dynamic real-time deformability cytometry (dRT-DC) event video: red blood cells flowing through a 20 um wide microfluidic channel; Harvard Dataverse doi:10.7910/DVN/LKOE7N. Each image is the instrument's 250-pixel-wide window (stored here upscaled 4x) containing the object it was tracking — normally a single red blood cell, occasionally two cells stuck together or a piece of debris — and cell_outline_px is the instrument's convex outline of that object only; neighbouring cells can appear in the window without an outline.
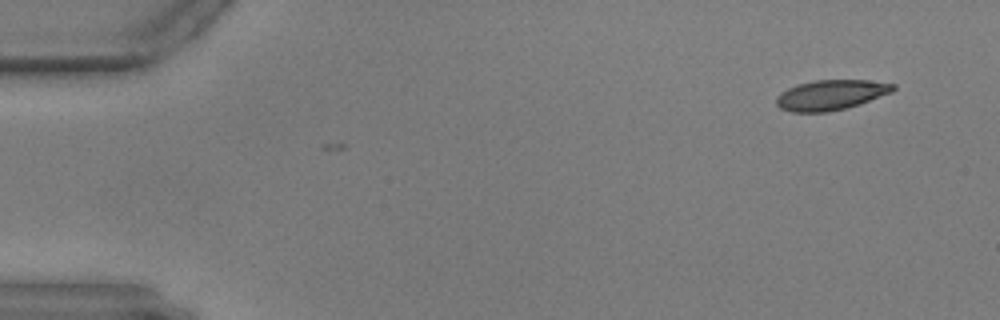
{"species": "common noctule bat (a hibernating species)", "species_latin": "Nyctalus noctula", "temperature_condition": "warm", "stored_images_in_passage": 3, "camera_frame_rate_fps": 3000, "um_per_image_px": 0.085, "animal": {"sex": "male", "body_mass_g": 17.9, "forearm_length_mm": 54.2}, "frame": {"image": 1, "passage_image": 1, "time_ms": 0.0, "image_size_px": [1000, 320], "cell_outline_px": [[896, 88], [892, 92], [860, 104], [828, 112], [792, 112], [780, 108], [776, 104], [776, 96], [780, 92], [796, 84], [816, 80], [868, 80], [896, 84]], "centroid_in_image_um": [70.61, 8.06], "position_along_channel_um": 14.4, "area_um2": 20.58}}